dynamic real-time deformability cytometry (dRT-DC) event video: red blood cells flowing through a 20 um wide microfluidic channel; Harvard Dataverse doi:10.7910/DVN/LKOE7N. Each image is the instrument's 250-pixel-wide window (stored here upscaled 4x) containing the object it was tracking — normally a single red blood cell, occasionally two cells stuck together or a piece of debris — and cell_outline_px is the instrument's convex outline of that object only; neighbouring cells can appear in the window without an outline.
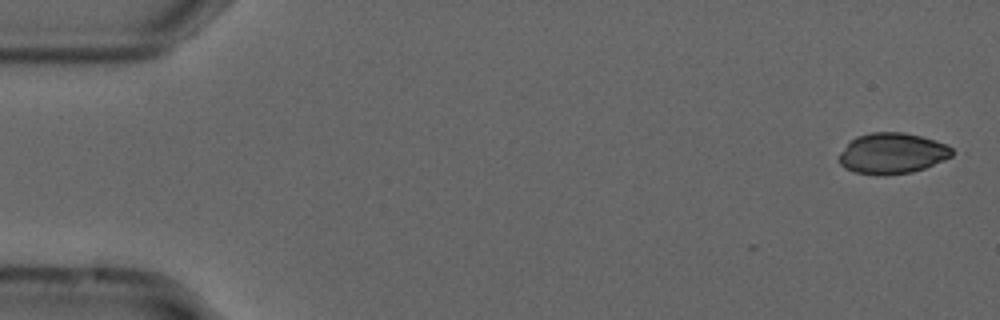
{"species": "common noctule bat (a hibernating species)", "species_latin": "Nyctalus noctula", "temperature_condition": "cold", "stored_images_in_passage": 11, "camera_frame_rate_fps": 3000, "um_per_image_px": 0.085, "animal": {"sex": "male", "forearm_length_mm": 52.5}, "frame": {"image": 1, "passage_image": 1, "time_ms": 0.0, "image_size_px": [1000, 320], "cell_outline_px": [[964, 152], [924, 168], [912, 172], [884, 176], [876, 176], [856, 172], [844, 168], [840, 164], [840, 152], [848, 140], [856, 136], [872, 132], [904, 132], [936, 140], [948, 144]], "centroid_in_image_um": [75.92, 13.03], "position_along_channel_um": 9.1, "area_um2": 27.74}}